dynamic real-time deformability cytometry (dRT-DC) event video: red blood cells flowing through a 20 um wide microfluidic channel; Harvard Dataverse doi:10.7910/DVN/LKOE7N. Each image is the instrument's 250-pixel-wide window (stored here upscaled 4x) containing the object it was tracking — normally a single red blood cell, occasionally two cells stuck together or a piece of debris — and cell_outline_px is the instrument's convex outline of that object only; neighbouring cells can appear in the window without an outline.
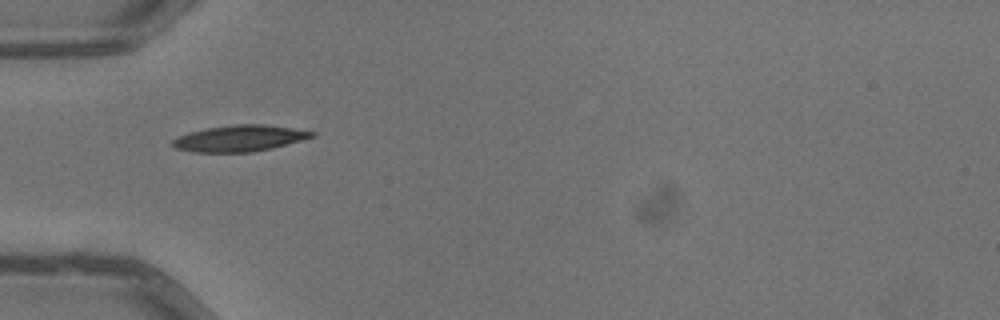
{"species": "common noctule bat (a hibernating species)", "species_latin": "Nyctalus noctula", "temperature_condition": "warm", "stored_images_in_passage": 2, "camera_frame_rate_fps": 3000, "um_per_image_px": 0.085, "animal": {"sex": "male", "body_mass_g": 13.3}, "frame": {"image": 1, "passage_image": 1, "time_ms": 0.0, "image_size_px": [1000, 320], "cell_outline_px": [[316, 136], [272, 148], [252, 152], [192, 152], [176, 148], [172, 144], [172, 140], [188, 132], [208, 128], [236, 124], [264, 124], [292, 128], [316, 132]], "centroid_in_image_um": [20.38, 11.76], "position_along_channel_um": 64.6, "area_um2": 21.15}}
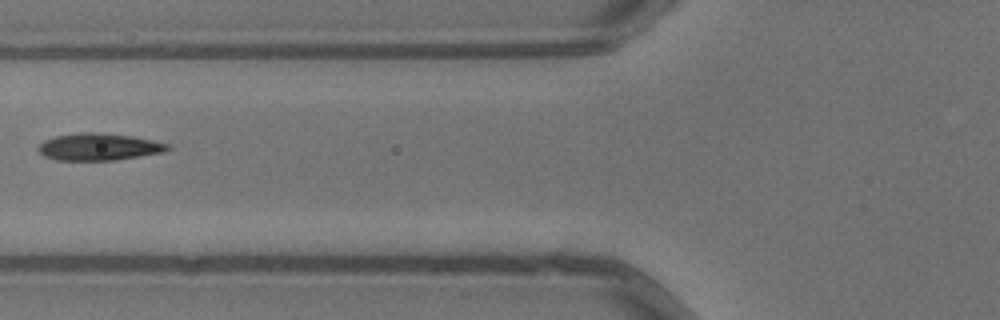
{"frame": {"image": 2, "passage_image": 2, "time_ms": 0.333, "image_size_px": [1000, 320], "cell_outline_px": [[172, 148], [164, 152], [116, 160], [56, 160], [44, 156], [36, 148], [44, 140], [56, 136], [80, 132], [96, 132], [132, 136], [172, 144]], "centroid_in_image_um": [8.43, 12.48], "position_along_channel_um": 117.4, "area_um2": 20.52}}